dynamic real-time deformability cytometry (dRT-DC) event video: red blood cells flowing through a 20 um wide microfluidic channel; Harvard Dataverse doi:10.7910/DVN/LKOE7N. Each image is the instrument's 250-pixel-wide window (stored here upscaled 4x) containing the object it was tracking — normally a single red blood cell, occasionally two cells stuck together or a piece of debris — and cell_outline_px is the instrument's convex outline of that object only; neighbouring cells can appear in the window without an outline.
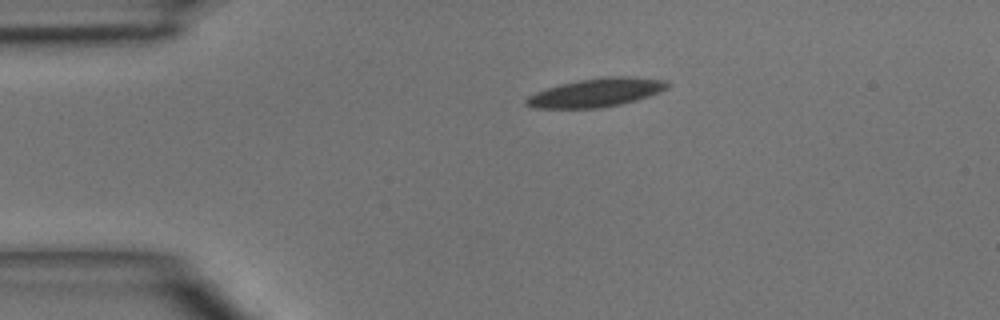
{"species": "common noctule bat (a hibernating species)", "species_latin": "Nyctalus noctula", "temperature_condition": "room temperature", "stored_images_in_passage": 2, "camera_frame_rate_fps": 3000, "um_per_image_px": 0.085, "animal": {"sex": "male", "body_mass_g": 15.6}, "frame": {"image": 1, "passage_image": 1, "time_ms": 0.0, "image_size_px": [1000, 320], "cell_outline_px": [[672, 84], [668, 88], [660, 92], [636, 100], [620, 104], [600, 108], [532, 108], [524, 104], [524, 100], [528, 96], [536, 92], [560, 84], [600, 76], [632, 76], [668, 80]], "centroid_in_image_um": [50.72, 7.86], "position_along_channel_um": 34.3, "area_um2": 23.76}}